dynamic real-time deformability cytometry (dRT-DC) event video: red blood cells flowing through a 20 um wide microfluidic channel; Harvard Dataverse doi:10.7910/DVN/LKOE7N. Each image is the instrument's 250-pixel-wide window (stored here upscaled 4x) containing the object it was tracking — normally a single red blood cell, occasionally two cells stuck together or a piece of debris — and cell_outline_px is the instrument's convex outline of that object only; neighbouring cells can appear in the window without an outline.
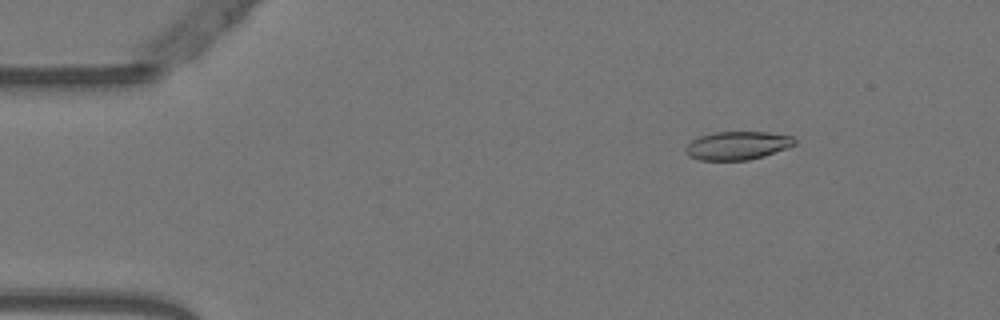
{"species": "Egyptian fruit bat (a non-hibernating species)", "species_latin": "Rousettus aegyptiacus", "temperature_condition": "warm", "stored_images_in_passage": 48, "camera_frame_rate_fps": 3000, "um_per_image_px": 0.085, "animal": {"sex": "female"}, "frame": {"image": 1, "passage_image": 2, "time_ms": 0.333, "image_size_px": [1000, 320], "cell_outline_px": [[796, 144], [788, 148], [764, 156], [748, 160], [700, 160], [688, 156], [684, 152], [684, 148], [692, 140], [700, 136], [712, 132], [768, 132], [792, 136], [796, 140]], "centroid_in_image_um": [62.67, 12.37], "position_along_channel_um": 22.3, "area_um2": 18.15}}
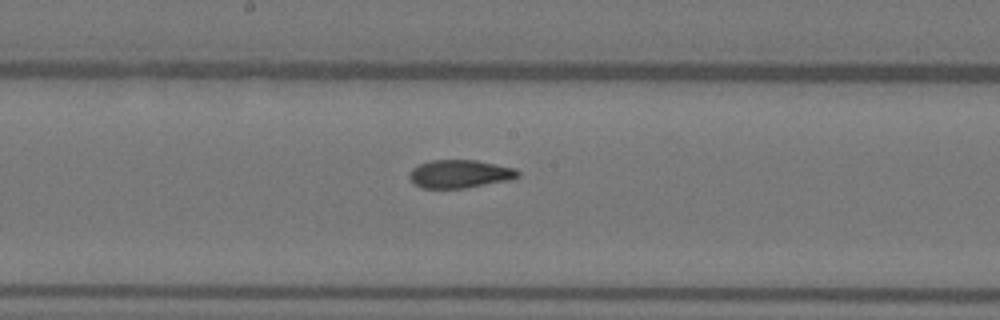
{"frame": {"image": 2, "passage_image": 23, "time_ms": 7.333, "image_size_px": [1000, 320], "cell_outline_px": [[520, 176], [508, 180], [464, 188], [420, 188], [408, 176], [412, 168], [420, 164], [432, 160], [476, 160], [516, 168], [520, 172]], "centroid_in_image_um": [39.1, 14.78], "position_along_channel_um": 209.1, "area_um2": 17.69}}
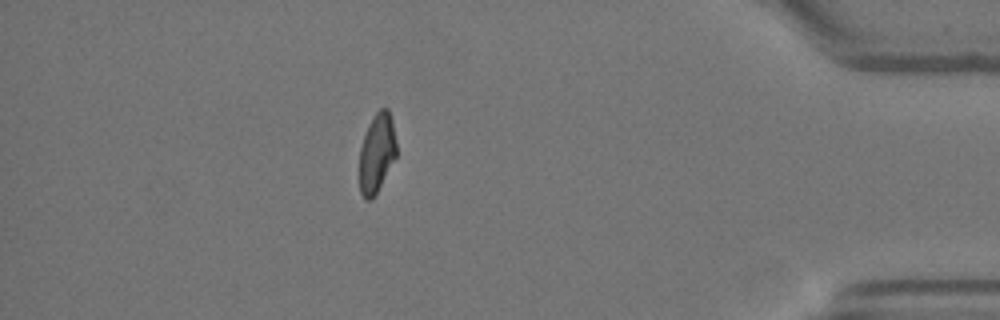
{"frame": {"image": 3, "passage_image": 42, "time_ms": 13.667, "image_size_px": [1000, 320], "cell_outline_px": [[396, 156], [372, 200], [364, 200], [360, 192], [360, 148], [368, 124], [372, 116], [380, 108], [388, 108], [392, 120], [396, 144]], "centroid_in_image_um": [32.02, 12.99], "position_along_channel_um": 403.2, "area_um2": 16.94}, "authors_computed_cell_mechanics": {"area_um2": 18.2937, "velocity_mm_per_s": 3.7669, "shape_relaxation_time_tau1_ms": null, "shape_relaxation_time_tau2_ms": 2.1237, "deformation_change_tau1": null, "deformation_change_tau2": 0.0809}}